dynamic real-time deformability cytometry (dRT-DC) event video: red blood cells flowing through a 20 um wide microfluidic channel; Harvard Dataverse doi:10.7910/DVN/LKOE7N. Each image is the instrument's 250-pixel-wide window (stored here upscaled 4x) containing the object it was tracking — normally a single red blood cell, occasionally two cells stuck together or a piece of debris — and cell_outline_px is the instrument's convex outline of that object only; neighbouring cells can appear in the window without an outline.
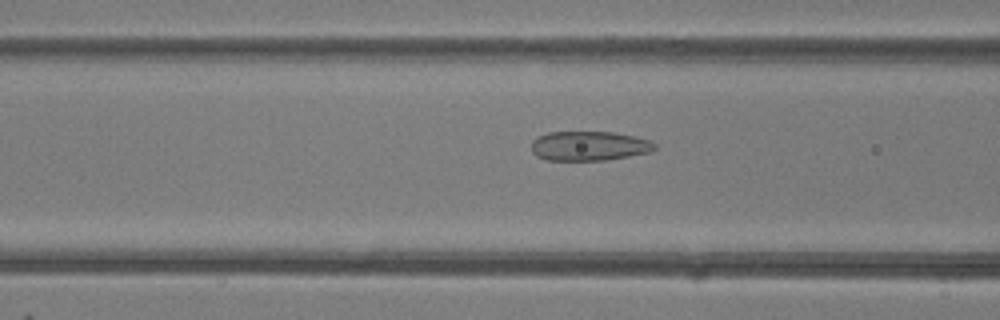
{"species": "common noctule bat (a hibernating species)", "species_latin": "Nyctalus noctula", "temperature_condition": "room temperature", "stored_images_in_passage": 14, "camera_frame_rate_fps": 3000, "um_per_image_px": 0.085, "animal": {"sex": "female"}, "frame": {"image": 1, "passage_image": 12, "time_ms": 3.667, "image_size_px": [1000, 320], "cell_outline_px": [[656, 148], [652, 152], [608, 160], [548, 160], [536, 156], [532, 152], [532, 140], [548, 132], [612, 132], [636, 136], [652, 140], [656, 144]], "centroid_in_image_um": [50.13, 12.4], "position_along_channel_um": 116.5, "area_um2": 21.39}}